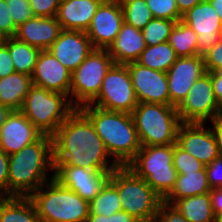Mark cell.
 Segmentation results:
<instances>
[{
	"instance_id": "1",
	"label": "cell",
	"mask_w": 222,
	"mask_h": 222,
	"mask_svg": "<svg viewBox=\"0 0 222 222\" xmlns=\"http://www.w3.org/2000/svg\"><path fill=\"white\" fill-rule=\"evenodd\" d=\"M53 137L54 166H78L96 171H113L119 165L111 159L91 121L75 109Z\"/></svg>"
},
{
	"instance_id": "2",
	"label": "cell",
	"mask_w": 222,
	"mask_h": 222,
	"mask_svg": "<svg viewBox=\"0 0 222 222\" xmlns=\"http://www.w3.org/2000/svg\"><path fill=\"white\" fill-rule=\"evenodd\" d=\"M54 167L53 137L49 135L9 155L8 197H30L54 178ZM49 170L53 172L50 179Z\"/></svg>"
},
{
	"instance_id": "3",
	"label": "cell",
	"mask_w": 222,
	"mask_h": 222,
	"mask_svg": "<svg viewBox=\"0 0 222 222\" xmlns=\"http://www.w3.org/2000/svg\"><path fill=\"white\" fill-rule=\"evenodd\" d=\"M79 110L91 121L111 156L119 166H127L141 148L132 114L108 111L91 104Z\"/></svg>"
},
{
	"instance_id": "4",
	"label": "cell",
	"mask_w": 222,
	"mask_h": 222,
	"mask_svg": "<svg viewBox=\"0 0 222 222\" xmlns=\"http://www.w3.org/2000/svg\"><path fill=\"white\" fill-rule=\"evenodd\" d=\"M30 199L40 222H85L90 214L89 202L54 178L38 188Z\"/></svg>"
},
{
	"instance_id": "5",
	"label": "cell",
	"mask_w": 222,
	"mask_h": 222,
	"mask_svg": "<svg viewBox=\"0 0 222 222\" xmlns=\"http://www.w3.org/2000/svg\"><path fill=\"white\" fill-rule=\"evenodd\" d=\"M118 190L122 211L140 222H155L163 199L127 166L114 169L109 180Z\"/></svg>"
},
{
	"instance_id": "6",
	"label": "cell",
	"mask_w": 222,
	"mask_h": 222,
	"mask_svg": "<svg viewBox=\"0 0 222 222\" xmlns=\"http://www.w3.org/2000/svg\"><path fill=\"white\" fill-rule=\"evenodd\" d=\"M132 116L141 146L176 144L181 124L176 106L138 103Z\"/></svg>"
},
{
	"instance_id": "7",
	"label": "cell",
	"mask_w": 222,
	"mask_h": 222,
	"mask_svg": "<svg viewBox=\"0 0 222 222\" xmlns=\"http://www.w3.org/2000/svg\"><path fill=\"white\" fill-rule=\"evenodd\" d=\"M74 110L66 95L33 84L20 111L43 135L53 136Z\"/></svg>"
},
{
	"instance_id": "8",
	"label": "cell",
	"mask_w": 222,
	"mask_h": 222,
	"mask_svg": "<svg viewBox=\"0 0 222 222\" xmlns=\"http://www.w3.org/2000/svg\"><path fill=\"white\" fill-rule=\"evenodd\" d=\"M173 144L141 146L127 165L164 199L173 189L178 173L173 165Z\"/></svg>"
},
{
	"instance_id": "9",
	"label": "cell",
	"mask_w": 222,
	"mask_h": 222,
	"mask_svg": "<svg viewBox=\"0 0 222 222\" xmlns=\"http://www.w3.org/2000/svg\"><path fill=\"white\" fill-rule=\"evenodd\" d=\"M114 64L107 49H93L72 72L70 103L75 109L90 104L98 96L102 81Z\"/></svg>"
},
{
	"instance_id": "10",
	"label": "cell",
	"mask_w": 222,
	"mask_h": 222,
	"mask_svg": "<svg viewBox=\"0 0 222 222\" xmlns=\"http://www.w3.org/2000/svg\"><path fill=\"white\" fill-rule=\"evenodd\" d=\"M138 103L127 65L114 64L105 75L98 96L90 104L132 114Z\"/></svg>"
},
{
	"instance_id": "11",
	"label": "cell",
	"mask_w": 222,
	"mask_h": 222,
	"mask_svg": "<svg viewBox=\"0 0 222 222\" xmlns=\"http://www.w3.org/2000/svg\"><path fill=\"white\" fill-rule=\"evenodd\" d=\"M181 123H206L222 114L213 92L211 77L205 73L192 85L187 97L177 107Z\"/></svg>"
},
{
	"instance_id": "12",
	"label": "cell",
	"mask_w": 222,
	"mask_h": 222,
	"mask_svg": "<svg viewBox=\"0 0 222 222\" xmlns=\"http://www.w3.org/2000/svg\"><path fill=\"white\" fill-rule=\"evenodd\" d=\"M181 21L198 35V55L203 56L222 37V22L209 0H201L182 15Z\"/></svg>"
},
{
	"instance_id": "13",
	"label": "cell",
	"mask_w": 222,
	"mask_h": 222,
	"mask_svg": "<svg viewBox=\"0 0 222 222\" xmlns=\"http://www.w3.org/2000/svg\"><path fill=\"white\" fill-rule=\"evenodd\" d=\"M112 171H96L78 166H55L54 179L91 202L110 180Z\"/></svg>"
},
{
	"instance_id": "14",
	"label": "cell",
	"mask_w": 222,
	"mask_h": 222,
	"mask_svg": "<svg viewBox=\"0 0 222 222\" xmlns=\"http://www.w3.org/2000/svg\"><path fill=\"white\" fill-rule=\"evenodd\" d=\"M123 22L122 6L114 0L102 1L86 30L93 48L108 49L120 32Z\"/></svg>"
},
{
	"instance_id": "15",
	"label": "cell",
	"mask_w": 222,
	"mask_h": 222,
	"mask_svg": "<svg viewBox=\"0 0 222 222\" xmlns=\"http://www.w3.org/2000/svg\"><path fill=\"white\" fill-rule=\"evenodd\" d=\"M139 103L170 105L166 72L141 66L137 62L126 64Z\"/></svg>"
},
{
	"instance_id": "16",
	"label": "cell",
	"mask_w": 222,
	"mask_h": 222,
	"mask_svg": "<svg viewBox=\"0 0 222 222\" xmlns=\"http://www.w3.org/2000/svg\"><path fill=\"white\" fill-rule=\"evenodd\" d=\"M204 123H181L177 130L176 144L205 166L219 157L215 136Z\"/></svg>"
},
{
	"instance_id": "17",
	"label": "cell",
	"mask_w": 222,
	"mask_h": 222,
	"mask_svg": "<svg viewBox=\"0 0 222 222\" xmlns=\"http://www.w3.org/2000/svg\"><path fill=\"white\" fill-rule=\"evenodd\" d=\"M205 73L203 56L178 57L166 72L170 105L178 107L187 97L194 82Z\"/></svg>"
},
{
	"instance_id": "18",
	"label": "cell",
	"mask_w": 222,
	"mask_h": 222,
	"mask_svg": "<svg viewBox=\"0 0 222 222\" xmlns=\"http://www.w3.org/2000/svg\"><path fill=\"white\" fill-rule=\"evenodd\" d=\"M72 72L67 69L49 50H41L32 75L36 86L66 95L70 100Z\"/></svg>"
},
{
	"instance_id": "19",
	"label": "cell",
	"mask_w": 222,
	"mask_h": 222,
	"mask_svg": "<svg viewBox=\"0 0 222 222\" xmlns=\"http://www.w3.org/2000/svg\"><path fill=\"white\" fill-rule=\"evenodd\" d=\"M42 135L20 110H12L0 130V149L11 155Z\"/></svg>"
},
{
	"instance_id": "20",
	"label": "cell",
	"mask_w": 222,
	"mask_h": 222,
	"mask_svg": "<svg viewBox=\"0 0 222 222\" xmlns=\"http://www.w3.org/2000/svg\"><path fill=\"white\" fill-rule=\"evenodd\" d=\"M93 49L86 32L62 29L58 38L48 50L67 69L73 72Z\"/></svg>"
},
{
	"instance_id": "21",
	"label": "cell",
	"mask_w": 222,
	"mask_h": 222,
	"mask_svg": "<svg viewBox=\"0 0 222 222\" xmlns=\"http://www.w3.org/2000/svg\"><path fill=\"white\" fill-rule=\"evenodd\" d=\"M61 30L56 17L33 16L17 28L15 37L40 50H48Z\"/></svg>"
},
{
	"instance_id": "22",
	"label": "cell",
	"mask_w": 222,
	"mask_h": 222,
	"mask_svg": "<svg viewBox=\"0 0 222 222\" xmlns=\"http://www.w3.org/2000/svg\"><path fill=\"white\" fill-rule=\"evenodd\" d=\"M102 1L105 0H60L56 19L64 30L86 32Z\"/></svg>"
},
{
	"instance_id": "23",
	"label": "cell",
	"mask_w": 222,
	"mask_h": 222,
	"mask_svg": "<svg viewBox=\"0 0 222 222\" xmlns=\"http://www.w3.org/2000/svg\"><path fill=\"white\" fill-rule=\"evenodd\" d=\"M146 48L143 33L123 22L120 32L107 49L115 64L136 62Z\"/></svg>"
},
{
	"instance_id": "24",
	"label": "cell",
	"mask_w": 222,
	"mask_h": 222,
	"mask_svg": "<svg viewBox=\"0 0 222 222\" xmlns=\"http://www.w3.org/2000/svg\"><path fill=\"white\" fill-rule=\"evenodd\" d=\"M205 167L196 172H181L178 174L171 192L163 202L172 205L176 200L195 195H203L211 191Z\"/></svg>"
},
{
	"instance_id": "25",
	"label": "cell",
	"mask_w": 222,
	"mask_h": 222,
	"mask_svg": "<svg viewBox=\"0 0 222 222\" xmlns=\"http://www.w3.org/2000/svg\"><path fill=\"white\" fill-rule=\"evenodd\" d=\"M33 85L32 77L14 72L0 79V104L11 110H21L25 97Z\"/></svg>"
},
{
	"instance_id": "26",
	"label": "cell",
	"mask_w": 222,
	"mask_h": 222,
	"mask_svg": "<svg viewBox=\"0 0 222 222\" xmlns=\"http://www.w3.org/2000/svg\"><path fill=\"white\" fill-rule=\"evenodd\" d=\"M172 206L189 222H217L209 193L178 199Z\"/></svg>"
},
{
	"instance_id": "27",
	"label": "cell",
	"mask_w": 222,
	"mask_h": 222,
	"mask_svg": "<svg viewBox=\"0 0 222 222\" xmlns=\"http://www.w3.org/2000/svg\"><path fill=\"white\" fill-rule=\"evenodd\" d=\"M2 42L9 48L15 72L32 77L41 50L18 40L16 37L4 38Z\"/></svg>"
},
{
	"instance_id": "28",
	"label": "cell",
	"mask_w": 222,
	"mask_h": 222,
	"mask_svg": "<svg viewBox=\"0 0 222 222\" xmlns=\"http://www.w3.org/2000/svg\"><path fill=\"white\" fill-rule=\"evenodd\" d=\"M0 222H40L30 197H8L0 207Z\"/></svg>"
},
{
	"instance_id": "29",
	"label": "cell",
	"mask_w": 222,
	"mask_h": 222,
	"mask_svg": "<svg viewBox=\"0 0 222 222\" xmlns=\"http://www.w3.org/2000/svg\"><path fill=\"white\" fill-rule=\"evenodd\" d=\"M177 58L176 52L167 41L155 46H146L136 62L153 70L167 72Z\"/></svg>"
},
{
	"instance_id": "30",
	"label": "cell",
	"mask_w": 222,
	"mask_h": 222,
	"mask_svg": "<svg viewBox=\"0 0 222 222\" xmlns=\"http://www.w3.org/2000/svg\"><path fill=\"white\" fill-rule=\"evenodd\" d=\"M197 34L184 22L178 21L169 36V44L178 57L198 55Z\"/></svg>"
},
{
	"instance_id": "31",
	"label": "cell",
	"mask_w": 222,
	"mask_h": 222,
	"mask_svg": "<svg viewBox=\"0 0 222 222\" xmlns=\"http://www.w3.org/2000/svg\"><path fill=\"white\" fill-rule=\"evenodd\" d=\"M90 214H100L106 217L122 211L117 188L108 181L100 193L89 203Z\"/></svg>"
},
{
	"instance_id": "32",
	"label": "cell",
	"mask_w": 222,
	"mask_h": 222,
	"mask_svg": "<svg viewBox=\"0 0 222 222\" xmlns=\"http://www.w3.org/2000/svg\"><path fill=\"white\" fill-rule=\"evenodd\" d=\"M177 21L153 18L141 31L146 46L167 42Z\"/></svg>"
},
{
	"instance_id": "33",
	"label": "cell",
	"mask_w": 222,
	"mask_h": 222,
	"mask_svg": "<svg viewBox=\"0 0 222 222\" xmlns=\"http://www.w3.org/2000/svg\"><path fill=\"white\" fill-rule=\"evenodd\" d=\"M124 22L142 30L154 17L146 0H132L122 5Z\"/></svg>"
},
{
	"instance_id": "34",
	"label": "cell",
	"mask_w": 222,
	"mask_h": 222,
	"mask_svg": "<svg viewBox=\"0 0 222 222\" xmlns=\"http://www.w3.org/2000/svg\"><path fill=\"white\" fill-rule=\"evenodd\" d=\"M146 3L154 18L177 22L182 19L175 0H146Z\"/></svg>"
},
{
	"instance_id": "35",
	"label": "cell",
	"mask_w": 222,
	"mask_h": 222,
	"mask_svg": "<svg viewBox=\"0 0 222 222\" xmlns=\"http://www.w3.org/2000/svg\"><path fill=\"white\" fill-rule=\"evenodd\" d=\"M173 165L177 173L196 172L202 170L205 165L188 152L173 144Z\"/></svg>"
},
{
	"instance_id": "36",
	"label": "cell",
	"mask_w": 222,
	"mask_h": 222,
	"mask_svg": "<svg viewBox=\"0 0 222 222\" xmlns=\"http://www.w3.org/2000/svg\"><path fill=\"white\" fill-rule=\"evenodd\" d=\"M10 10L14 25L18 28L21 24L32 18L29 0H5Z\"/></svg>"
},
{
	"instance_id": "37",
	"label": "cell",
	"mask_w": 222,
	"mask_h": 222,
	"mask_svg": "<svg viewBox=\"0 0 222 222\" xmlns=\"http://www.w3.org/2000/svg\"><path fill=\"white\" fill-rule=\"evenodd\" d=\"M34 16L56 17L60 0H29Z\"/></svg>"
},
{
	"instance_id": "38",
	"label": "cell",
	"mask_w": 222,
	"mask_h": 222,
	"mask_svg": "<svg viewBox=\"0 0 222 222\" xmlns=\"http://www.w3.org/2000/svg\"><path fill=\"white\" fill-rule=\"evenodd\" d=\"M10 10L5 0H0V37H15L17 27L14 25Z\"/></svg>"
},
{
	"instance_id": "39",
	"label": "cell",
	"mask_w": 222,
	"mask_h": 222,
	"mask_svg": "<svg viewBox=\"0 0 222 222\" xmlns=\"http://www.w3.org/2000/svg\"><path fill=\"white\" fill-rule=\"evenodd\" d=\"M203 58L206 72H216L222 69V37L203 55Z\"/></svg>"
},
{
	"instance_id": "40",
	"label": "cell",
	"mask_w": 222,
	"mask_h": 222,
	"mask_svg": "<svg viewBox=\"0 0 222 222\" xmlns=\"http://www.w3.org/2000/svg\"><path fill=\"white\" fill-rule=\"evenodd\" d=\"M155 222H189L175 207L165 202L160 204Z\"/></svg>"
},
{
	"instance_id": "41",
	"label": "cell",
	"mask_w": 222,
	"mask_h": 222,
	"mask_svg": "<svg viewBox=\"0 0 222 222\" xmlns=\"http://www.w3.org/2000/svg\"><path fill=\"white\" fill-rule=\"evenodd\" d=\"M205 169L210 187L212 189L222 187V157L213 160L205 166Z\"/></svg>"
},
{
	"instance_id": "42",
	"label": "cell",
	"mask_w": 222,
	"mask_h": 222,
	"mask_svg": "<svg viewBox=\"0 0 222 222\" xmlns=\"http://www.w3.org/2000/svg\"><path fill=\"white\" fill-rule=\"evenodd\" d=\"M85 222H140L127 212L120 211L109 217L100 214H89Z\"/></svg>"
},
{
	"instance_id": "43",
	"label": "cell",
	"mask_w": 222,
	"mask_h": 222,
	"mask_svg": "<svg viewBox=\"0 0 222 222\" xmlns=\"http://www.w3.org/2000/svg\"><path fill=\"white\" fill-rule=\"evenodd\" d=\"M15 72V68L9 53V48L0 42V79Z\"/></svg>"
},
{
	"instance_id": "44",
	"label": "cell",
	"mask_w": 222,
	"mask_h": 222,
	"mask_svg": "<svg viewBox=\"0 0 222 222\" xmlns=\"http://www.w3.org/2000/svg\"><path fill=\"white\" fill-rule=\"evenodd\" d=\"M9 155L0 149V191L8 196Z\"/></svg>"
},
{
	"instance_id": "45",
	"label": "cell",
	"mask_w": 222,
	"mask_h": 222,
	"mask_svg": "<svg viewBox=\"0 0 222 222\" xmlns=\"http://www.w3.org/2000/svg\"><path fill=\"white\" fill-rule=\"evenodd\" d=\"M211 77L212 87L215 99L219 105V107L222 109V75L216 71V72H207Z\"/></svg>"
},
{
	"instance_id": "46",
	"label": "cell",
	"mask_w": 222,
	"mask_h": 222,
	"mask_svg": "<svg viewBox=\"0 0 222 222\" xmlns=\"http://www.w3.org/2000/svg\"><path fill=\"white\" fill-rule=\"evenodd\" d=\"M213 128L211 130L215 136L219 157H222V114L211 120Z\"/></svg>"
},
{
	"instance_id": "47",
	"label": "cell",
	"mask_w": 222,
	"mask_h": 222,
	"mask_svg": "<svg viewBox=\"0 0 222 222\" xmlns=\"http://www.w3.org/2000/svg\"><path fill=\"white\" fill-rule=\"evenodd\" d=\"M209 194L211 197L213 212L218 217L222 214V187L211 189Z\"/></svg>"
},
{
	"instance_id": "48",
	"label": "cell",
	"mask_w": 222,
	"mask_h": 222,
	"mask_svg": "<svg viewBox=\"0 0 222 222\" xmlns=\"http://www.w3.org/2000/svg\"><path fill=\"white\" fill-rule=\"evenodd\" d=\"M178 6L179 13L181 15L185 14L188 10L193 8L201 0H175Z\"/></svg>"
},
{
	"instance_id": "49",
	"label": "cell",
	"mask_w": 222,
	"mask_h": 222,
	"mask_svg": "<svg viewBox=\"0 0 222 222\" xmlns=\"http://www.w3.org/2000/svg\"><path fill=\"white\" fill-rule=\"evenodd\" d=\"M11 111L9 107L0 104V130Z\"/></svg>"
},
{
	"instance_id": "50",
	"label": "cell",
	"mask_w": 222,
	"mask_h": 222,
	"mask_svg": "<svg viewBox=\"0 0 222 222\" xmlns=\"http://www.w3.org/2000/svg\"><path fill=\"white\" fill-rule=\"evenodd\" d=\"M222 22V0H209Z\"/></svg>"
},
{
	"instance_id": "51",
	"label": "cell",
	"mask_w": 222,
	"mask_h": 222,
	"mask_svg": "<svg viewBox=\"0 0 222 222\" xmlns=\"http://www.w3.org/2000/svg\"><path fill=\"white\" fill-rule=\"evenodd\" d=\"M7 198L8 196L5 193L0 191V207Z\"/></svg>"
},
{
	"instance_id": "52",
	"label": "cell",
	"mask_w": 222,
	"mask_h": 222,
	"mask_svg": "<svg viewBox=\"0 0 222 222\" xmlns=\"http://www.w3.org/2000/svg\"><path fill=\"white\" fill-rule=\"evenodd\" d=\"M116 3H118L120 6H122L123 4L132 1V0H114Z\"/></svg>"
},
{
	"instance_id": "53",
	"label": "cell",
	"mask_w": 222,
	"mask_h": 222,
	"mask_svg": "<svg viewBox=\"0 0 222 222\" xmlns=\"http://www.w3.org/2000/svg\"><path fill=\"white\" fill-rule=\"evenodd\" d=\"M217 222H222V214L217 217Z\"/></svg>"
}]
</instances>
